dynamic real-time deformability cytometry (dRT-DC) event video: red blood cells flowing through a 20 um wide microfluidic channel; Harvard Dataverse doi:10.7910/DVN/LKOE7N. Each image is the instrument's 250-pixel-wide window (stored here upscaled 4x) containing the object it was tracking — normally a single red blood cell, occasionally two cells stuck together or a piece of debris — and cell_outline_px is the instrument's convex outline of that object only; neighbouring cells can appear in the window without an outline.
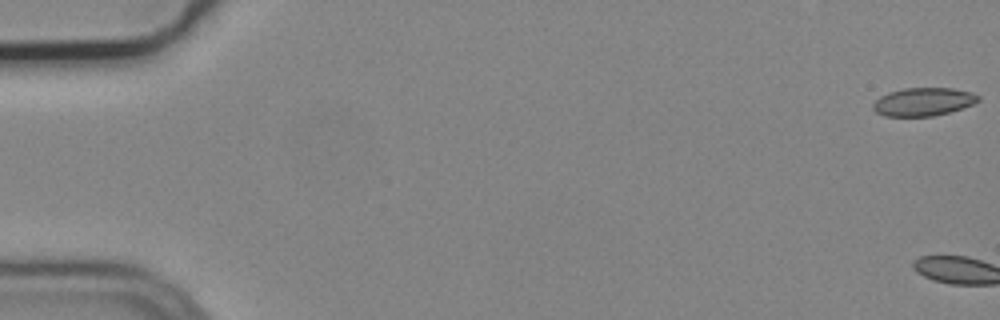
{"species": "common noctule bat (a hibernating species)", "species_latin": "Nyctalus noctula", "temperature_condition": "cold", "stored_images_in_passage": 4, "camera_frame_rate_fps": 3000, "um_per_image_px": 0.085, "animal": {"sex": "male", "body_mass_g": 19.2, "forearm_length_mm": 51.8}, "frame": {"image": 1, "passage_image": 1, "time_ms": 0.0, "image_size_px": [1000, 320], "cell_outline_px": [[980, 100], [972, 104], [948, 112], [932, 116], [884, 116], [876, 112], [872, 108], [872, 104], [880, 96], [888, 92], [904, 88], [952, 88], [972, 92], [980, 96]], "centroid_in_image_um": [78.46, 8.64], "position_along_channel_um": 6.5, "area_um2": 17.22}}